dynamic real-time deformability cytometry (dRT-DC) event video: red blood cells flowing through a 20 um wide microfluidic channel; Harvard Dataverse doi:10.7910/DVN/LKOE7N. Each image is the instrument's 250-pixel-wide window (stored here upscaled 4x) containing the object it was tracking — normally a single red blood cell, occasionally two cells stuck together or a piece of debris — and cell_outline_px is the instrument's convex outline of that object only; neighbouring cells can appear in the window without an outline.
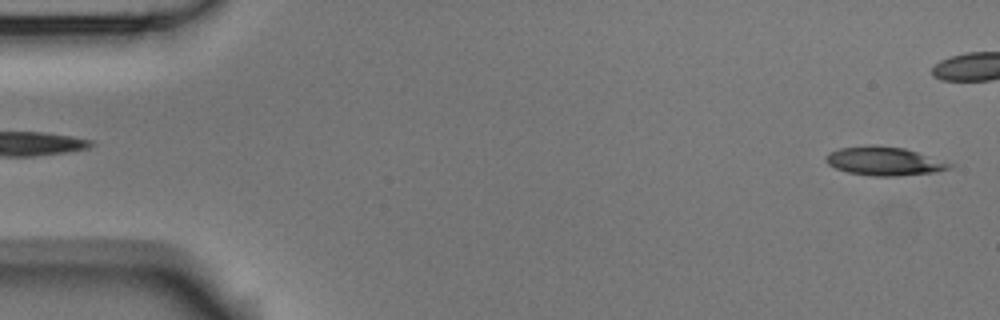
{"species": "Egyptian fruit bat (a non-hibernating species)", "species_latin": "Rousettus aegyptiacus", "temperature_condition": "room temperature", "stored_images_in_passage": 4, "camera_frame_rate_fps": 3000, "um_per_image_px": 0.085, "animal": {"sex": "male"}, "frame": {"image": 1, "passage_image": 4, "time_ms": 1.0, "image_size_px": [1000, 320], "cell_outline_px": [[956, 164], [952, 168], [936, 172], [896, 176], [872, 176], [848, 172], [836, 168], [828, 164], [824, 160], [824, 156], [828, 152], [840, 148], [872, 144], [876, 144], [904, 148]], "centroid_in_image_um": [75.16, 13.69], "position_along_channel_um": 9.8, "area_um2": 20.92}}